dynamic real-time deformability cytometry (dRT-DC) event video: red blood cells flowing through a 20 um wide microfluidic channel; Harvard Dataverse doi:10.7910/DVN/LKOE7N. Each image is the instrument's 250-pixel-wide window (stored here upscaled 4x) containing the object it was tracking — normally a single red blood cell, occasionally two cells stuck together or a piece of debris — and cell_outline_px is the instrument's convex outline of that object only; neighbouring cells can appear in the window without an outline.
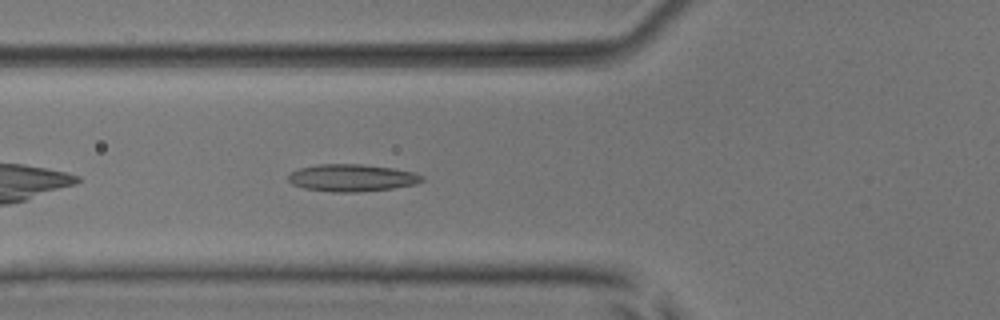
{"species": "common noctule bat (a hibernating species)", "species_latin": "Nyctalus noctula", "temperature_condition": "room temperature", "stored_images_in_passage": 38, "camera_frame_rate_fps": 3000, "um_per_image_px": 0.085, "animal": {"sex": "male", "body_mass_g": 17.9, "forearm_length_mm": 54.2}, "frame": {"image": 1, "passage_image": 5, "time_ms": 1.333, "image_size_px": [1000, 320], "cell_outline_px": [[424, 180], [416, 184], [392, 188], [356, 192], [332, 192], [304, 188], [292, 184], [288, 180], [288, 176], [292, 172], [300, 168], [316, 164], [360, 164], [392, 168], [416, 172], [424, 176]], "centroid_in_image_um": [29.93, 15.11], "position_along_channel_um": 95.9, "area_um2": 21.21}}
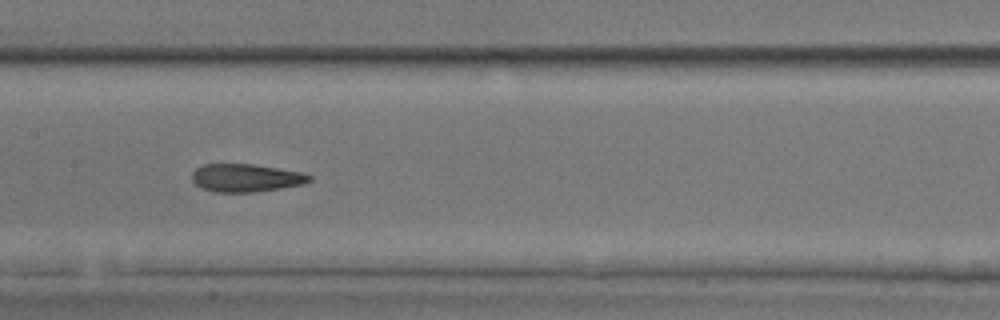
{"frame": {"image": 2, "passage_image": 12, "time_ms": 3.667, "image_size_px": [1000, 320], "cell_outline_px": [[312, 180], [304, 184], [280, 188], [252, 192], [216, 192], [204, 188], [196, 184], [192, 180], [192, 172], [196, 168], [204, 164], [252, 164], [300, 172], [312, 176]], "centroid_in_image_um": [20.9, 15.11], "position_along_channel_um": 186.5, "area_um2": 18.9}}
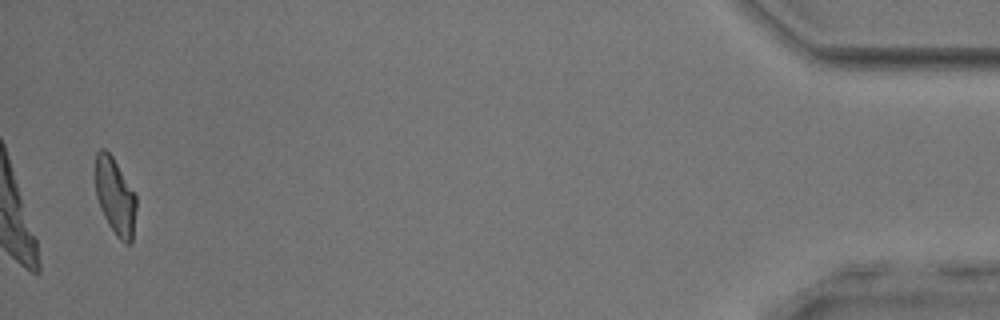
{"frame": {"image": 3, "passage_image": 37, "time_ms": 12.0, "image_size_px": [1000, 320], "cell_outline_px": [[136, 208], [132, 240], [128, 244], [124, 244], [116, 236], [108, 224], [100, 208], [96, 196], [96, 152], [100, 148], [104, 148], [112, 156], [136, 196]], "centroid_in_image_um": [9.78, 16.72], "position_along_channel_um": 425.4, "area_um2": 18.09}, "authors_computed_cell_mechanics": {"area_um2": 19.074, "velocity_mm_per_s": 3.8842, "shape_relaxation_time_tau1_ms": 4.8887, "shape_relaxation_time_tau2_ms": 1.8805, "deformation_change_tau1": 0.1416, "deformation_change_tau2": 0.0923}}